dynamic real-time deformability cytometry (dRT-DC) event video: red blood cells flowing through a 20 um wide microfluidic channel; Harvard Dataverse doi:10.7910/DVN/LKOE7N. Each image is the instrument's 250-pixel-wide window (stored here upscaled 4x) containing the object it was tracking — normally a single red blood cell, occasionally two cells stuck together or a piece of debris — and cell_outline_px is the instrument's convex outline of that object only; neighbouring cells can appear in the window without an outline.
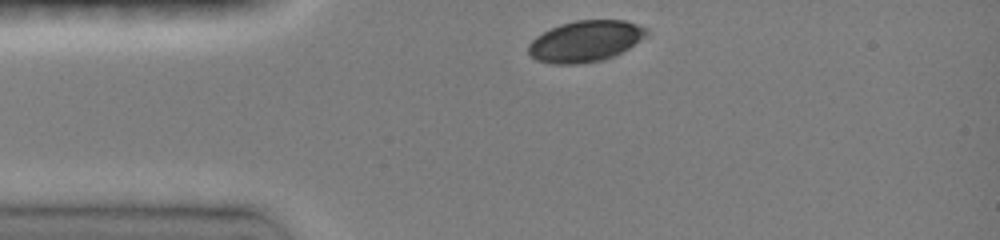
{"species": "common noctule bat (a hibernating species)", "species_latin": "Nyctalus noctula", "temperature_condition": "room temperature", "stored_images_in_passage": 2, "camera_frame_rate_fps": 3000, "um_per_image_px": 0.085, "animal": {"sex": "female", "body_mass_g": 19.0, "forearm_length_mm": 51.5}, "frame": {"image": 1, "passage_image": 1, "time_ms": 0.0, "image_size_px": [1000, 240], "cell_outline_px": [[648, 32], [644, 36], [628, 48], [612, 56], [600, 60], [576, 64], [552, 64], [536, 60], [528, 52], [528, 44], [536, 36], [560, 24], [576, 20], [624, 20], [648, 28]], "centroid_in_image_um": [49.72, 3.49], "position_along_channel_um": 35.3, "area_um2": 27.98}}